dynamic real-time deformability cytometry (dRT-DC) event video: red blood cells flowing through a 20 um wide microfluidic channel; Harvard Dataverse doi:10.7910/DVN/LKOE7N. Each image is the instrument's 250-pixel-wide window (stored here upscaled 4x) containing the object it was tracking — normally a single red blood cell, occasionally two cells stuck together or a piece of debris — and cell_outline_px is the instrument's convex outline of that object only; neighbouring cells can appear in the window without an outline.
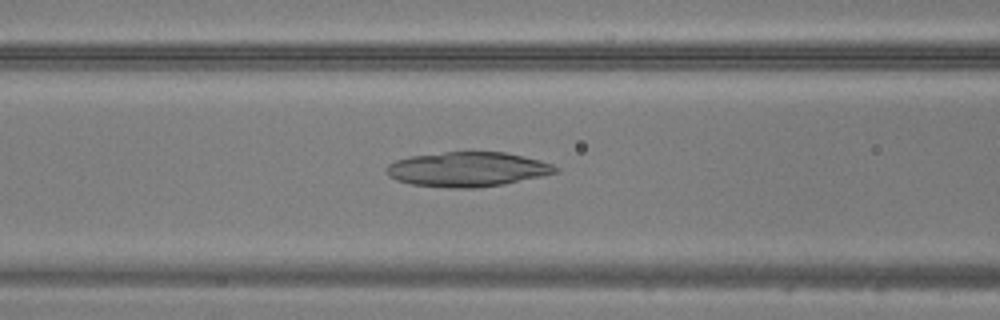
{"species": "common noctule bat (a hibernating species)", "species_latin": "Nyctalus noctula", "temperature_condition": "warm", "stored_images_in_passage": 47, "camera_frame_rate_fps": 3000, "um_per_image_px": 0.085, "animal": {"sex": "male", "body_mass_g": 20.5, "forearm_length_mm": 52.5}, "frame": {"image": 1, "passage_image": 19, "time_ms": 6.0, "image_size_px": [1000, 320], "cell_outline_px": [[560, 172], [504, 184], [476, 188], [448, 188], [412, 184], [396, 180], [388, 176], [384, 168], [388, 164], [396, 160], [412, 156], [444, 152], [504, 152], [524, 156], [540, 160], [552, 164], [560, 168]], "centroid_in_image_um": [39.74, 14.39], "position_along_channel_um": 126.9, "area_um2": 34.28}}
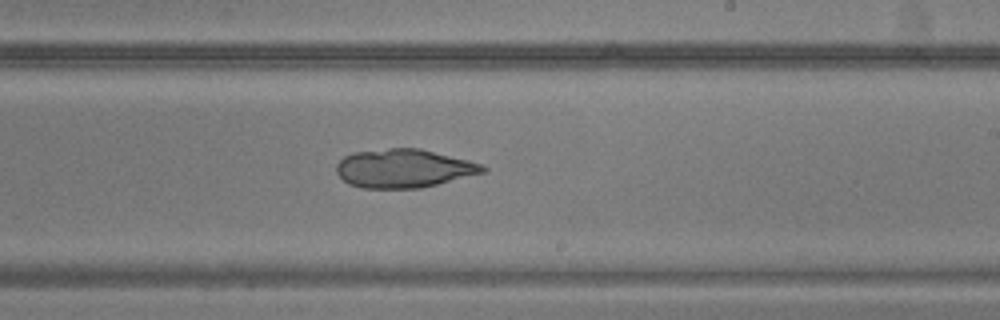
{"frame": {"image": 2, "passage_image": 28, "time_ms": 9.0, "image_size_px": [1000, 320], "cell_outline_px": [[488, 172], [420, 188], [364, 188], [348, 184], [336, 172], [336, 164], [344, 156], [352, 152], [388, 148], [420, 148], [468, 160], [480, 164], [488, 168]], "centroid_in_image_um": [34.32, 14.31], "position_along_channel_um": 254.7, "area_um2": 33.0}}
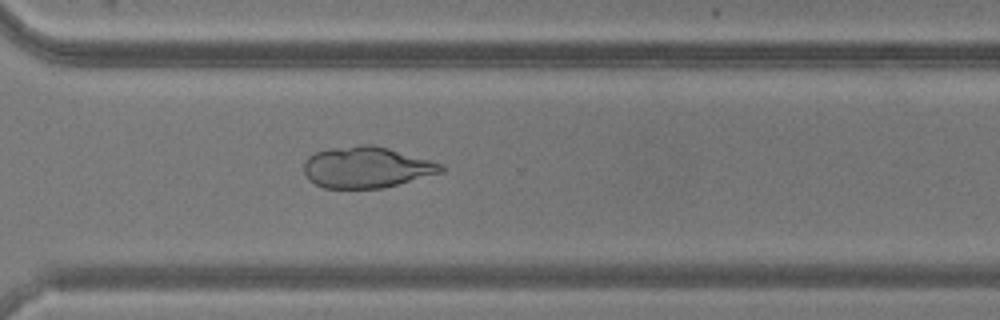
{"frame": {"image": 3, "passage_image": 34, "time_ms": 11.0, "image_size_px": [1000, 320], "cell_outline_px": [[444, 172], [384, 188], [324, 188], [308, 180], [304, 172], [304, 160], [308, 156], [316, 152], [328, 148], [360, 144], [372, 144], [388, 148], [428, 160], [440, 164], [444, 168]], "centroid_in_image_um": [31.11, 14.22], "position_along_channel_um": 339.5, "area_um2": 32.95}}